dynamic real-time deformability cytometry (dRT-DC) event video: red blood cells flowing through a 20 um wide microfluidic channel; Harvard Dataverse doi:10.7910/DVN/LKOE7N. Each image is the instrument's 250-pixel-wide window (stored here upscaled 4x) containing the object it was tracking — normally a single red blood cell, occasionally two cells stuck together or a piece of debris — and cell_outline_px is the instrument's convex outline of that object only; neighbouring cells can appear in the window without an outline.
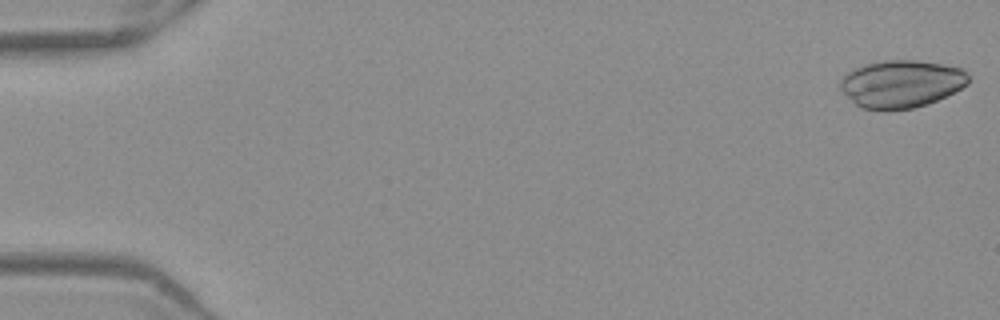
{"species": "Egyptian fruit bat (a non-hibernating species)", "species_latin": "Rousettus aegyptiacus", "temperature_condition": "warm", "stored_images_in_passage": 52, "camera_frame_rate_fps": 3000, "um_per_image_px": 0.085, "frame": {"image": 1, "passage_image": 1, "time_ms": 0.0, "image_size_px": [1000, 320], "cell_outline_px": [[968, 84], [928, 104], [912, 108], [888, 112], [884, 112], [860, 108], [840, 88], [840, 80], [852, 68], [864, 64], [884, 60], [916, 60], [944, 64], [964, 68], [968, 76]], "centroid_in_image_um": [76.59, 7.13], "position_along_channel_um": 8.4, "area_um2": 35.84}}
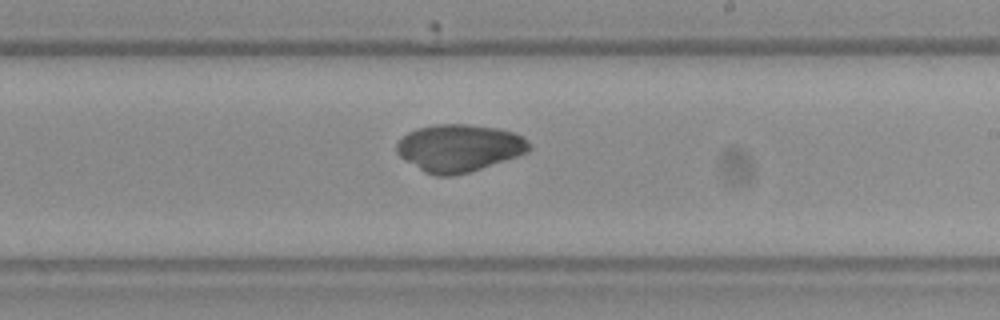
{"frame": {"image": 2, "passage_image": 31, "time_ms": 10.0, "image_size_px": [1000, 320], "cell_outline_px": [[532, 148], [528, 152], [468, 172], [452, 176], [436, 176], [424, 172], [404, 160], [396, 152], [396, 144], [408, 132], [416, 128], [436, 124], [468, 124], [496, 128], [512, 132], [524, 136], [532, 144]], "centroid_in_image_um": [39.02, 12.57], "position_along_channel_um": 250.0, "area_um2": 36.53}}
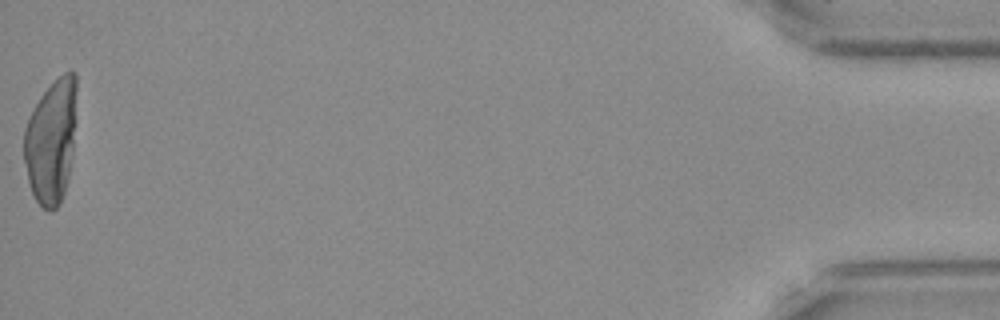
{"frame": {"image": 3, "passage_image": 52, "time_ms": 17.0, "image_size_px": [1000, 320], "cell_outline_px": [[76, 120], [72, 156], [68, 176], [64, 192], [60, 204], [52, 212], [48, 212], [36, 200], [32, 192], [28, 180], [24, 160], [24, 128], [40, 96], [64, 72], [76, 72]], "centroid_in_image_um": [4.36, 12.01], "position_along_channel_um": 430.8, "area_um2": 38.03}}